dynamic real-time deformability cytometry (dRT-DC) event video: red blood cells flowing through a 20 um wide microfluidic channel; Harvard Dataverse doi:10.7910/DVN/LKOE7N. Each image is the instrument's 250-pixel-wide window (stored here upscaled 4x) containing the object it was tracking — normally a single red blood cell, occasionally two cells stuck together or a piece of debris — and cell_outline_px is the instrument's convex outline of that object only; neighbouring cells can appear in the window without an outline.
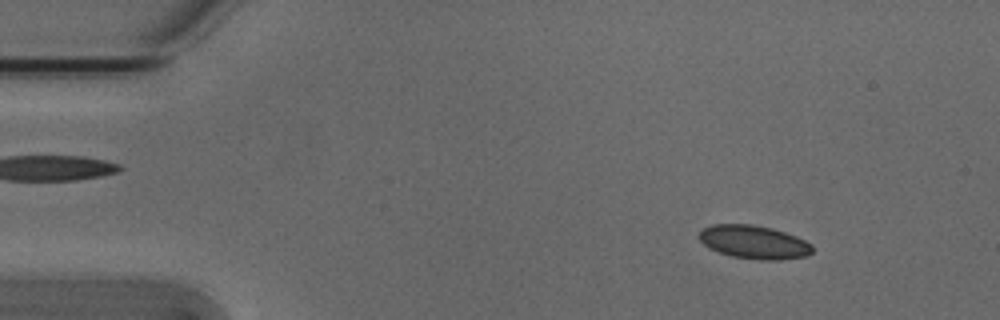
{"species": "Egyptian fruit bat (a non-hibernating species)", "species_latin": "Rousettus aegyptiacus", "temperature_condition": "cold", "stored_images_in_passage": 53, "camera_frame_rate_fps": 3000, "um_per_image_px": 0.085, "animal": {"sex": "male"}, "frame": {"image": 1, "passage_image": 6, "time_ms": 1.667, "image_size_px": [1000, 320], "cell_outline_px": [[812, 252], [808, 256], [780, 260], [760, 260], [732, 256], [708, 248], [696, 236], [704, 228], [712, 224], [752, 224], [772, 228], [796, 236], [812, 244]], "centroid_in_image_um": [64.09, 20.58], "position_along_channel_um": 20.9, "area_um2": 22.14}}
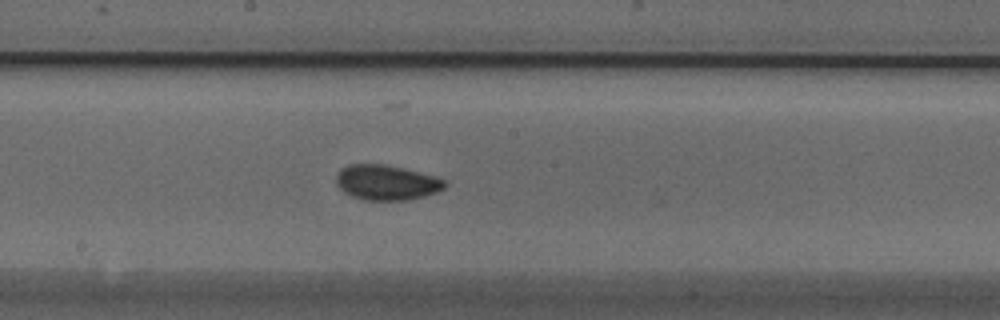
{"frame": {"image": 2, "passage_image": 28, "time_ms": 9.0, "image_size_px": [1000, 320], "cell_outline_px": [[448, 184], [444, 188], [436, 192], [424, 196], [408, 200], [364, 200], [352, 196], [344, 192], [336, 184], [336, 176], [340, 168], [348, 164], [384, 164], [436, 176], [444, 180]], "centroid_in_image_um": [32.83, 15.51], "position_along_channel_um": 215.4, "area_um2": 22.25}}
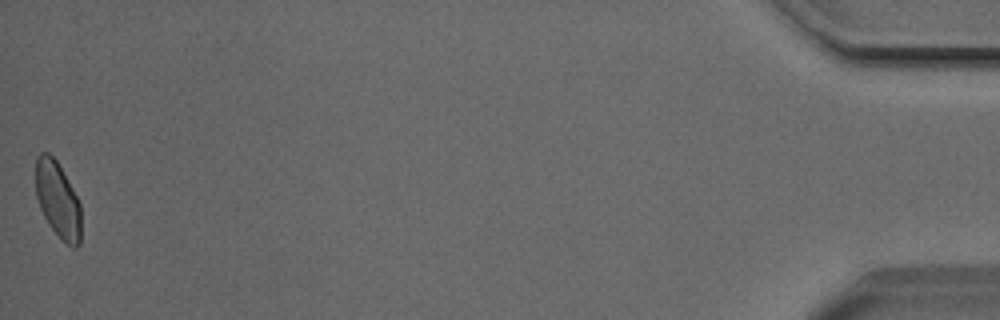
{"frame": {"image": 3, "passage_image": 53, "time_ms": 17.333, "image_size_px": [1000, 320], "cell_outline_px": [[80, 244], [76, 248], [72, 248], [60, 240], [48, 224], [40, 208], [36, 196], [36, 156], [40, 152], [48, 152], [56, 160], [76, 196], [80, 204]], "centroid_in_image_um": [4.9, 17.02], "position_along_channel_um": 430.3, "area_um2": 20.11}, "authors_computed_cell_mechanics": {"area_um2": 21.386, "velocity_mm_per_s": 3.7973, "shape_relaxation_time_tau1_ms": 4.7163, "shape_relaxation_time_tau2_ms": 1.5064, "deformation_change_tau1": 0.08, "deformation_change_tau2": 0.0387}}